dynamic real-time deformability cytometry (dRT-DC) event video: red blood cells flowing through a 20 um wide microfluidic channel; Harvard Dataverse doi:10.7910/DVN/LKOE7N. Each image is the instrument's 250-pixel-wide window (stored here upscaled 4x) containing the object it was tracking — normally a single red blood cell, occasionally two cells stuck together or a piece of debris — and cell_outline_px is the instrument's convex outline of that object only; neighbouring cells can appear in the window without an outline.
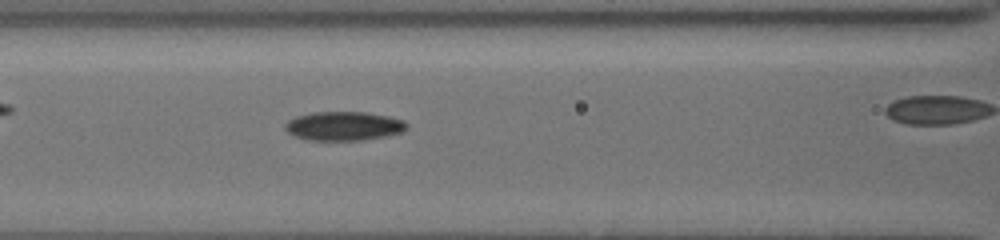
{"species": "common noctule bat (a hibernating species)", "species_latin": "Nyctalus noctula", "temperature_condition": "cold", "stored_images_in_passage": 32, "camera_frame_rate_fps": 3000, "um_per_image_px": 0.085, "animal": {"sex": "female", "body_mass_g": 19.5, "forearm_length_mm": 54.1}, "frame": {"image": 1, "passage_image": 10, "time_ms": 3.0, "image_size_px": [1000, 240], "cell_outline_px": [[408, 128], [400, 132], [384, 136], [364, 140], [308, 140], [296, 136], [288, 132], [284, 128], [284, 124], [288, 120], [296, 116], [312, 112], [364, 112], [388, 116], [404, 120], [408, 124]], "centroid_in_image_um": [29.21, 10.71], "position_along_channel_um": 137.4, "area_um2": 20.52}}
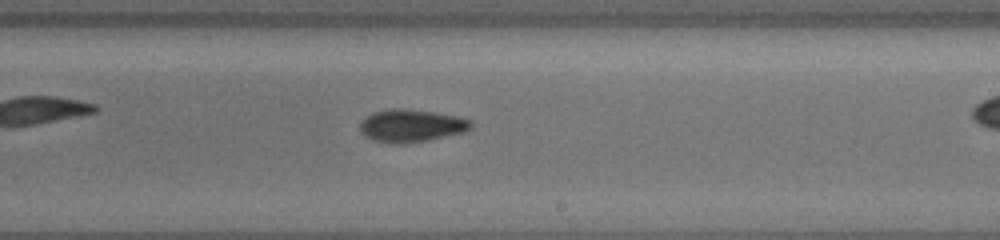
{"frame": {"image": 2, "passage_image": 19, "time_ms": 6.0, "image_size_px": [1000, 240], "cell_outline_px": [[472, 128], [464, 132], [428, 140], [400, 144], [396, 144], [372, 140], [360, 128], [360, 120], [372, 112], [388, 108], [404, 108], [432, 112], [456, 116], [472, 120]], "centroid_in_image_um": [34.96, 10.67], "position_along_channel_um": 254.0, "area_um2": 21.1}}